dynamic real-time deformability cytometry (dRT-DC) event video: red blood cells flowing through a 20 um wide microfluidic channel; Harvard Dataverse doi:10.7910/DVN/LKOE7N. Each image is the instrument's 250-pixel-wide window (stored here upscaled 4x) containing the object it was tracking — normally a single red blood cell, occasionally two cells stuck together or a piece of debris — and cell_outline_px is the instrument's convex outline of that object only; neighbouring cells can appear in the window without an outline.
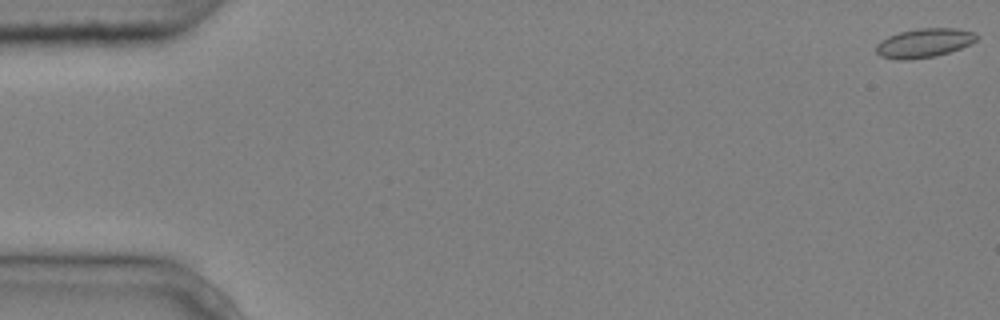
{"species": "common noctule bat (a hibernating species)", "species_latin": "Nyctalus noctula", "temperature_condition": "cold", "stored_images_in_passage": 6, "camera_frame_rate_fps": 3000, "um_per_image_px": 0.085, "animal": {"sex": "male", "body_mass_g": 20.4}, "frame": {"image": 1, "passage_image": 1, "time_ms": 0.0, "image_size_px": [1000, 320], "cell_outline_px": [[976, 40], [960, 48], [936, 56], [908, 60], [900, 60], [880, 56], [876, 52], [876, 44], [880, 40], [888, 36], [900, 32], [916, 28], [956, 28], [976, 32]], "centroid_in_image_um": [78.51, 3.65], "position_along_channel_um": 6.5, "area_um2": 16.99}}
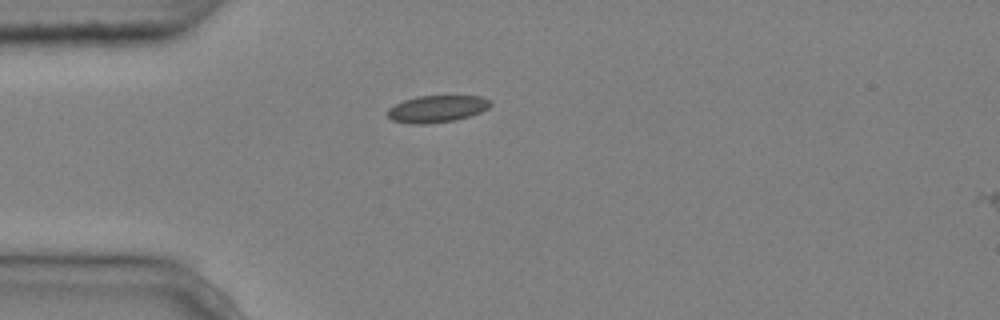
{"frame": {"image": 2, "passage_image": 5, "time_ms": 1.333, "image_size_px": [1000, 320], "cell_outline_px": [[492, 104], [488, 108], [480, 112], [456, 120], [424, 124], [412, 124], [392, 120], [388, 116], [388, 108], [404, 100], [416, 96], [480, 96], [492, 100]], "centroid_in_image_um": [37.16, 9.25], "position_along_channel_um": 47.8, "area_um2": 16.13}}